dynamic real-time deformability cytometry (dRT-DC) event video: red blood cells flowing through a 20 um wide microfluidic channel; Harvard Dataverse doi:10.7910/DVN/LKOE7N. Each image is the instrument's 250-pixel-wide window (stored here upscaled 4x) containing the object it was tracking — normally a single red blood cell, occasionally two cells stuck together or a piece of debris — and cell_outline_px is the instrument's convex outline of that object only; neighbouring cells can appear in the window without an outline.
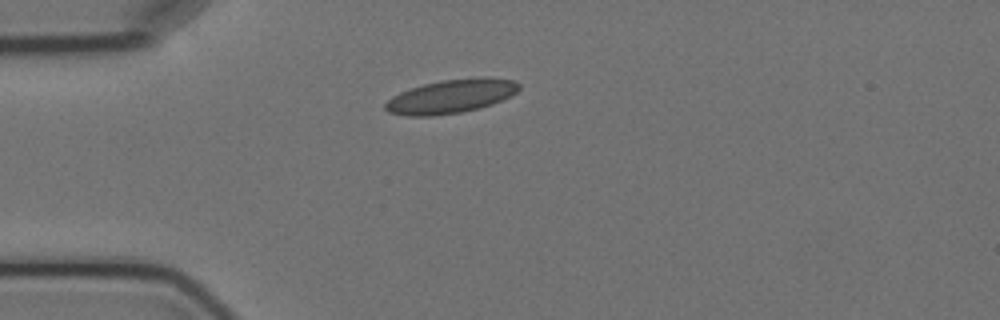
{"species": "Egyptian fruit bat (a non-hibernating species)", "species_latin": "Rousettus aegyptiacus", "temperature_condition": "cold", "stored_images_in_passage": 8, "camera_frame_rate_fps": 3000, "um_per_image_px": 0.085, "animal": {"sex": "female"}, "frame": {"image": 1, "passage_image": 1, "time_ms": 0.0, "image_size_px": [1000, 320], "cell_outline_px": [[520, 88], [512, 96], [492, 104], [480, 108], [460, 112], [432, 116], [408, 116], [388, 112], [384, 108], [384, 104], [392, 96], [400, 92], [424, 84], [444, 80], [480, 76], [488, 76], [516, 80], [520, 84]], "centroid_in_image_um": [38.39, 8.17], "position_along_channel_um": 46.6, "area_um2": 26.53}}
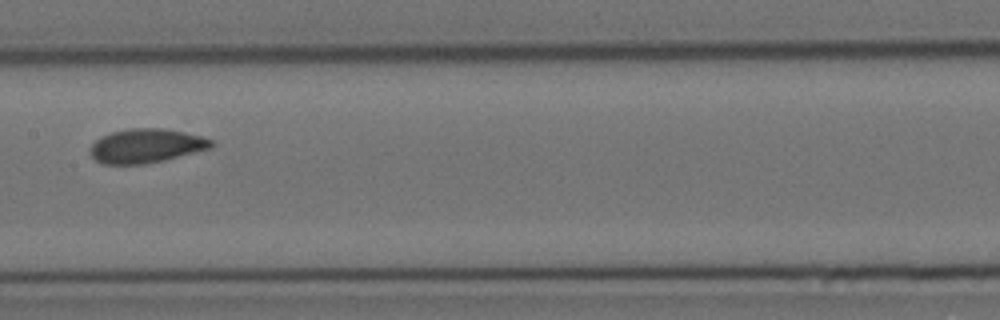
{"frame": {"image": 2, "passage_image": 5, "time_ms": 4.667, "image_size_px": [1000, 320], "cell_outline_px": [[212, 148], [164, 160], [144, 164], [100, 164], [92, 156], [88, 148], [96, 140], [112, 132], [128, 128], [168, 128], [200, 136], [212, 140]], "centroid_in_image_um": [12.41, 12.39], "position_along_channel_um": 195.0, "area_um2": 24.04}}
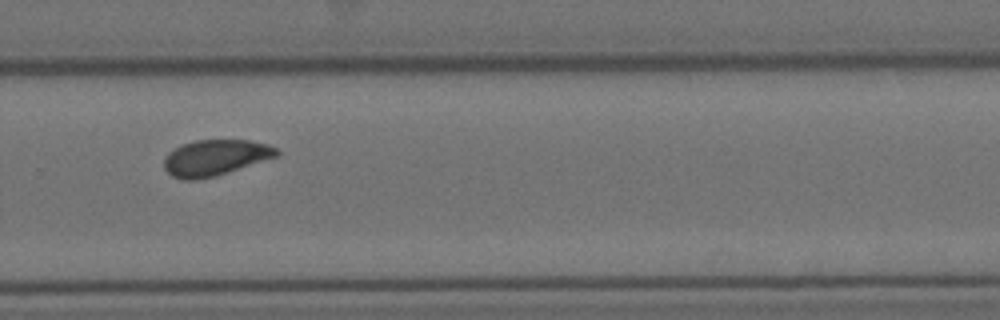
{"frame": {"image": 3, "passage_image": 8, "time_ms": 8.0, "image_size_px": [1000, 320], "cell_outline_px": [[280, 156], [212, 176], [196, 180], [184, 180], [172, 176], [164, 168], [164, 160], [168, 152], [184, 144], [196, 140], [248, 140], [268, 144], [276, 148], [280, 152]], "centroid_in_image_um": [18.31, 13.39], "position_along_channel_um": 311.5, "area_um2": 23.29}}